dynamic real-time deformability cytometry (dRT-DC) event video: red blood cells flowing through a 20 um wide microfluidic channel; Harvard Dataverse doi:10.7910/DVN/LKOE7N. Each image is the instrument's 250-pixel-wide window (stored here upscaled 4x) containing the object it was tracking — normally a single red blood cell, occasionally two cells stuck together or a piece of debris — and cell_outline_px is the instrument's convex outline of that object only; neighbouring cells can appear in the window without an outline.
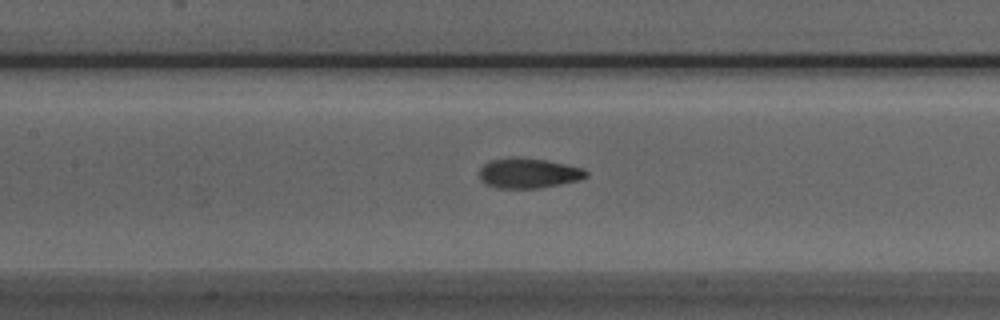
{"species": "Egyptian fruit bat (a non-hibernating species)", "species_latin": "Rousettus aegyptiacus", "temperature_condition": "room temperature", "stored_images_in_passage": 36, "camera_frame_rate_fps": 3000, "um_per_image_px": 0.085, "animal": {"sex": "male"}, "frame": {"image": 1, "passage_image": 18, "time_ms": 5.667, "image_size_px": [1000, 320], "cell_outline_px": [[588, 176], [580, 180], [540, 188], [500, 188], [484, 184], [480, 180], [480, 168], [484, 164], [492, 160], [544, 160], [584, 168], [588, 172]], "centroid_in_image_um": [44.96, 14.77], "position_along_channel_um": 162.4, "area_um2": 17.98}}
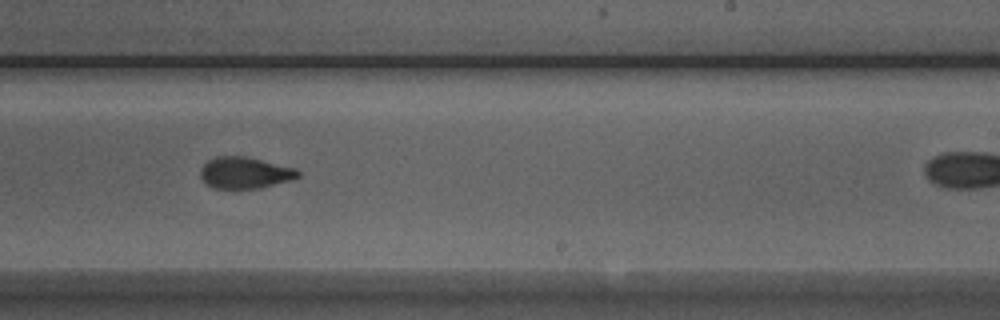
{"frame": {"image": 2, "passage_image": 26, "time_ms": 8.333, "image_size_px": [1000, 320], "cell_outline_px": [[300, 176], [288, 180], [260, 188], [212, 188], [200, 176], [200, 168], [208, 160], [216, 156], [244, 156], [296, 168], [300, 172]], "centroid_in_image_um": [20.79, 14.67], "position_along_channel_um": 268.2, "area_um2": 17.69}}
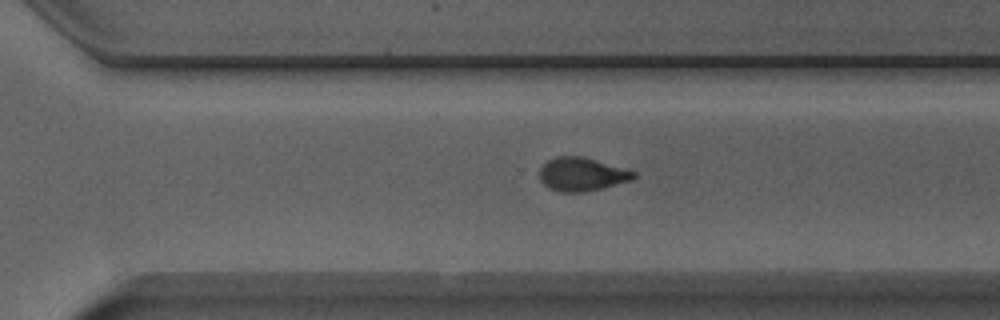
{"frame": {"image": 3, "passage_image": 30, "time_ms": 9.667, "image_size_px": [1000, 320], "cell_outline_px": [[636, 176], [632, 180], [584, 192], [560, 192], [548, 188], [540, 180], [540, 168], [548, 160], [556, 156], [580, 156], [636, 172]], "centroid_in_image_um": [49.41, 14.82], "position_along_channel_um": 321.2, "area_um2": 18.03}}